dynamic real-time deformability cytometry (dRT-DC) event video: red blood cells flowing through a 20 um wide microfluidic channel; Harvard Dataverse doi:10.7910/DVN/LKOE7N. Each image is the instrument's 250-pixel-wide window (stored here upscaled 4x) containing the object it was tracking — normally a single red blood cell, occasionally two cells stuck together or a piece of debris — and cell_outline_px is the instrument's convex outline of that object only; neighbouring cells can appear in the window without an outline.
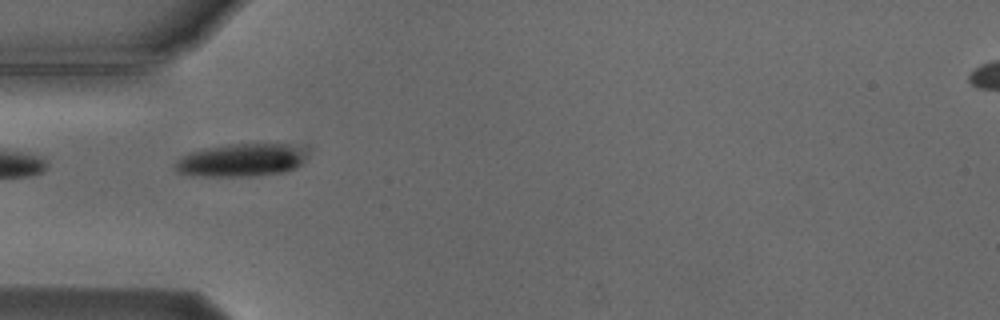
{"species": "Egyptian fruit bat (a non-hibernating species)", "species_latin": "Rousettus aegyptiacus", "temperature_condition": "cold", "stored_images_in_passage": 5, "camera_frame_rate_fps": 3000, "um_per_image_px": 0.085, "animal": {"sex": "male"}, "frame": {"image": 1, "passage_image": 1, "time_ms": 0.0, "image_size_px": [1000, 320], "cell_outline_px": [[304, 156], [300, 164], [292, 168], [280, 172], [252, 176], [204, 176], [176, 172], [172, 168], [172, 164], [180, 156], [188, 152], [204, 148], [232, 144], [284, 144], [300, 148]], "centroid_in_image_um": [20.34, 13.61], "position_along_channel_um": 64.7, "area_um2": 24.91}}
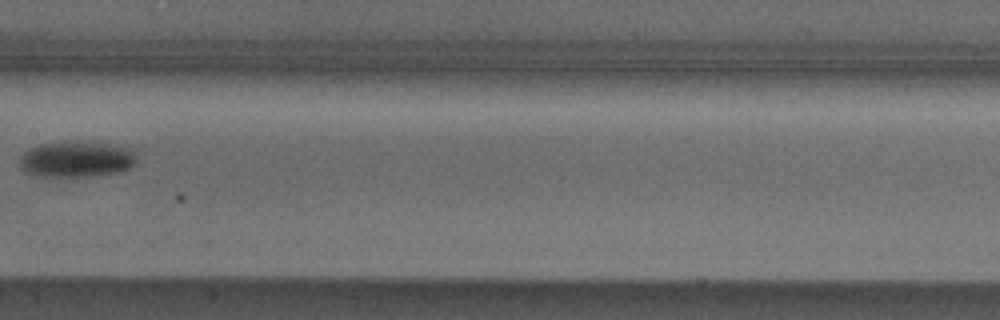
{"frame": {"image": 2, "passage_image": 4, "time_ms": 3.667, "image_size_px": [1000, 320], "cell_outline_px": [[136, 164], [120, 172], [88, 176], [40, 176], [28, 172], [20, 168], [20, 156], [24, 152], [40, 144], [64, 140], [76, 140], [112, 144], [136, 148]], "centroid_in_image_um": [6.57, 13.49], "position_along_channel_um": 200.8, "area_um2": 25.03}}
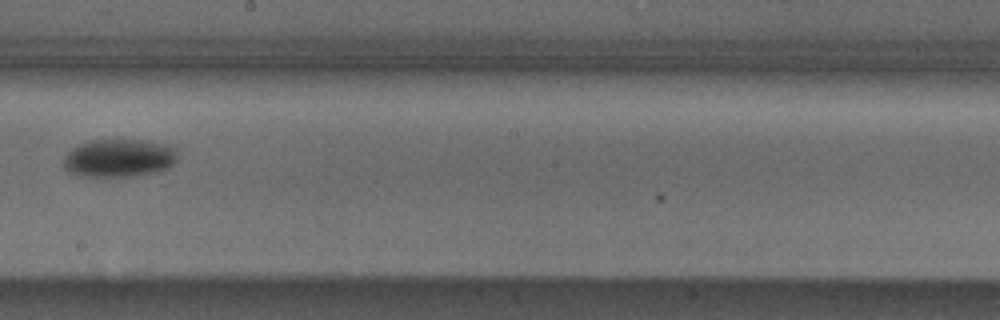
{"frame": {"image": 3, "passage_image": 5, "time_ms": 4.667, "image_size_px": [1000, 320], "cell_outline_px": [[176, 160], [168, 168], [160, 172], [136, 176], [84, 176], [72, 172], [64, 168], [64, 156], [72, 148], [80, 144], [92, 140], [144, 140], [168, 144], [176, 148]], "centroid_in_image_um": [10.16, 13.43], "position_along_channel_um": 238.0, "area_um2": 25.32}}